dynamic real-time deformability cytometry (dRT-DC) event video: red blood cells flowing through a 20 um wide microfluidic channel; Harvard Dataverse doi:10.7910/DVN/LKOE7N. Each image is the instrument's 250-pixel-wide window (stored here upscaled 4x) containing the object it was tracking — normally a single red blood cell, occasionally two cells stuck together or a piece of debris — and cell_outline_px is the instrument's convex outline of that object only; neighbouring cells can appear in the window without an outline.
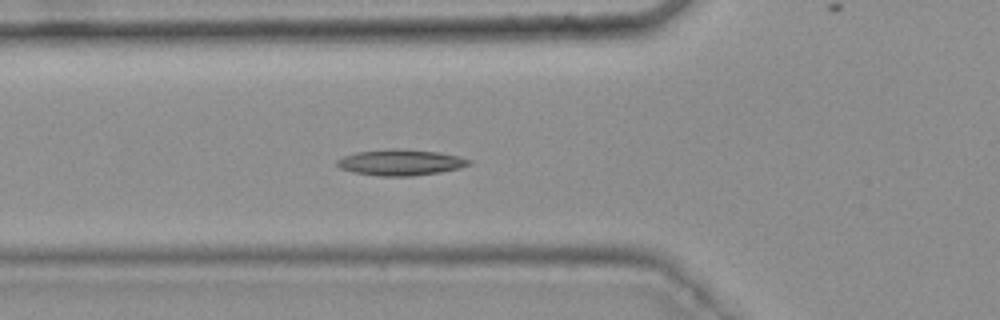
{"species": "common noctule bat (a hibernating species)", "species_latin": "Nyctalus noctula", "temperature_condition": "warm", "stored_images_in_passage": 35, "camera_frame_rate_fps": 3000, "um_per_image_px": 0.085, "animal": {"sex": "female", "body_mass_g": 25.1}, "frame": {"image": 1, "passage_image": 11, "time_ms": 3.333, "image_size_px": [1000, 320], "cell_outline_px": [[472, 164], [440, 172], [412, 176], [380, 176], [356, 172], [340, 168], [336, 164], [336, 160], [344, 156], [356, 152], [436, 152], [456, 156], [472, 160]], "centroid_in_image_um": [34.05, 13.87], "position_along_channel_um": 91.7, "area_um2": 18.5}}